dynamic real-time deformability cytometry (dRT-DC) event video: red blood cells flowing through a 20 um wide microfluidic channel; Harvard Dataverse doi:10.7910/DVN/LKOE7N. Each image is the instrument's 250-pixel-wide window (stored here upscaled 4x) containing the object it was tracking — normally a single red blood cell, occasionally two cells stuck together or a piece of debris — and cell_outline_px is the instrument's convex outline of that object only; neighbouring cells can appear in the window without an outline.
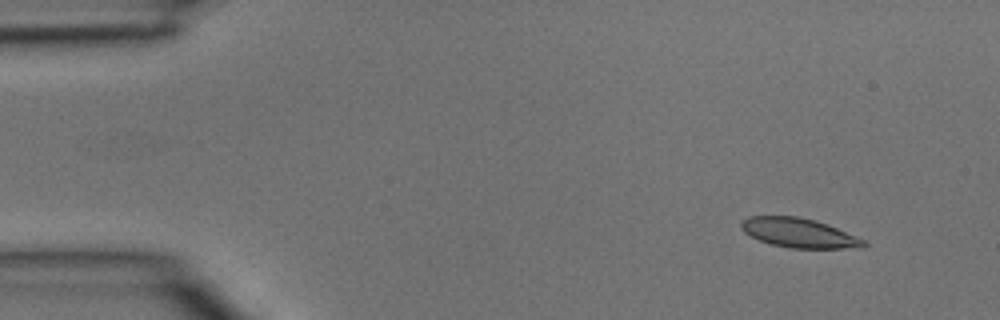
{"species": "common noctule bat (a hibernating species)", "species_latin": "Nyctalus noctula", "temperature_condition": "room temperature", "stored_images_in_passage": 3, "camera_frame_rate_fps": 3000, "um_per_image_px": 0.085, "animal": {"sex": "male", "body_mass_g": 15.6}, "frame": {"image": 1, "passage_image": 1, "time_ms": 0.0, "image_size_px": [1000, 320], "cell_outline_px": [[868, 244], [864, 248], [792, 248], [772, 244], [760, 240], [744, 232], [740, 228], [740, 224], [748, 216], [796, 216], [816, 220], [836, 228], [864, 240]], "centroid_in_image_um": [67.91, 19.8], "position_along_channel_um": 17.1, "area_um2": 20.75}}
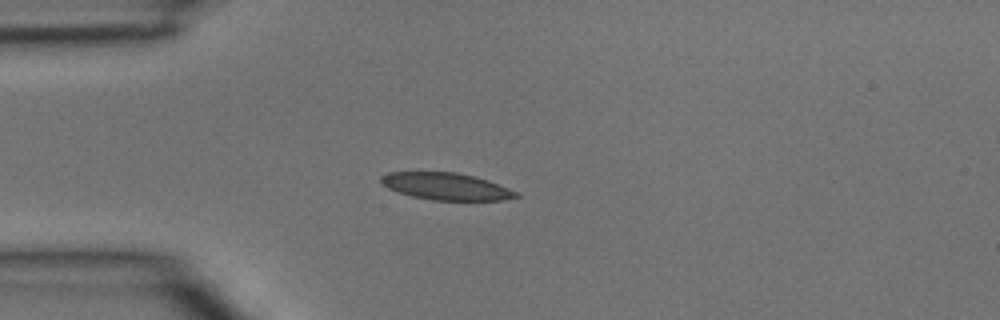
{"frame": {"image": 2, "passage_image": 3, "time_ms": 0.667, "image_size_px": [1000, 320], "cell_outline_px": [[520, 196], [500, 200], [432, 200], [412, 196], [396, 192], [380, 184], [380, 176], [388, 172], [456, 172], [476, 176], [488, 180], [520, 192]], "centroid_in_image_um": [37.91, 15.84], "position_along_channel_um": 47.1, "area_um2": 21.5}}